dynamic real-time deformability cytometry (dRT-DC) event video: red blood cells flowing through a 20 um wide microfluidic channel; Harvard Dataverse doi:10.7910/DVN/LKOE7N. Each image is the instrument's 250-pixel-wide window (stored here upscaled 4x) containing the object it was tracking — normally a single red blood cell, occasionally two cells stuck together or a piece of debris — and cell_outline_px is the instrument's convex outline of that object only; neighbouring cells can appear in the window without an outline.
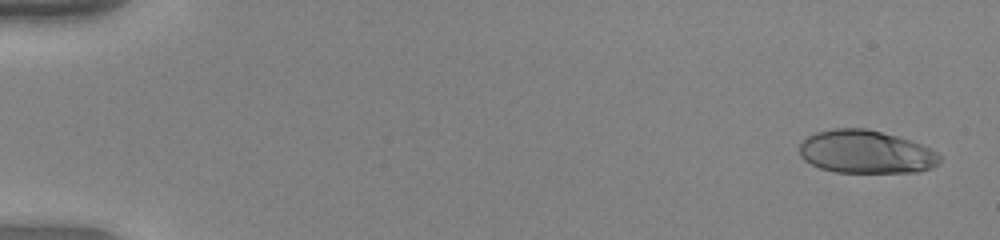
{"species": "human", "species_latin": "Homo sapiens", "temperature_condition": "warm", "stored_images_in_passage": 51, "camera_frame_rate_fps": 3000, "um_per_image_px": 0.085, "donor": {"sex": "female"}, "frame": {"image": 1, "passage_image": 2, "time_ms": 0.333, "image_size_px": [1000, 240], "cell_outline_px": [[940, 160], [932, 168], [920, 172], [836, 172], [820, 168], [804, 160], [800, 156], [800, 144], [808, 136], [816, 132], [832, 128], [864, 128], [896, 136], [920, 144], [936, 152], [940, 156]], "centroid_in_image_um": [73.58, 12.92], "position_along_channel_um": 11.4, "area_um2": 34.97}}
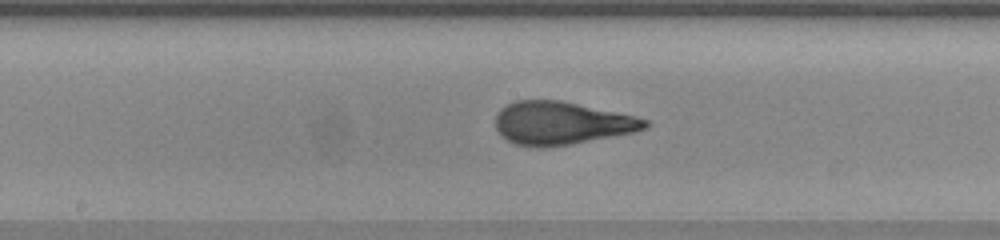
{"frame": {"image": 2, "passage_image": 28, "time_ms": 9.0, "image_size_px": [1000, 240], "cell_outline_px": [[648, 128], [636, 132], [572, 144], [544, 148], [536, 148], [516, 144], [500, 136], [496, 128], [496, 112], [500, 108], [516, 100], [560, 100], [636, 116], [648, 120]], "centroid_in_image_um": [47.72, 10.47], "position_along_channel_um": 200.5, "area_um2": 37.74}}
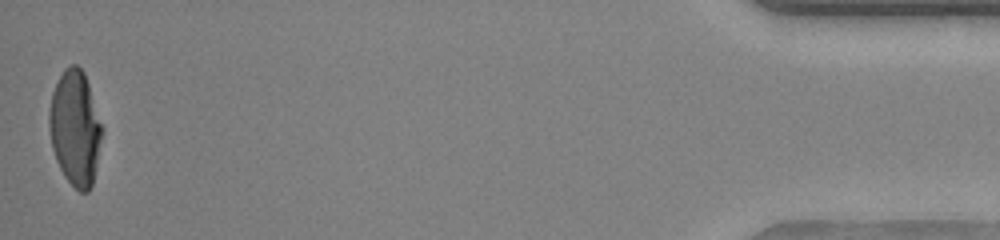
{"frame": {"image": 3, "passage_image": 51, "time_ms": 16.667, "image_size_px": [1000, 240], "cell_outline_px": [[104, 128], [92, 184], [88, 192], [80, 192], [64, 176], [56, 160], [52, 148], [48, 128], [48, 112], [52, 92], [64, 68], [68, 64], [76, 64], [84, 72]], "centroid_in_image_um": [6.38, 10.86], "position_along_channel_um": 428.8, "area_um2": 35.6}, "authors_computed_cell_mechanics": {"area_um2": 36.3562, "velocity_mm_per_s": 4.0752, "shape_relaxation_time_tau1_ms": 6.4757, "shape_relaxation_time_tau2_ms": null, "deformation_change_tau1": 0.3107, "deformation_change_tau2": null}}